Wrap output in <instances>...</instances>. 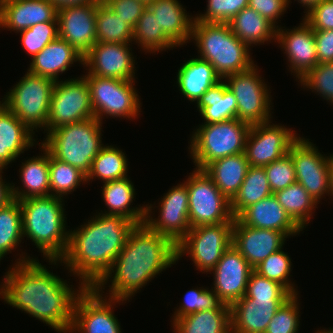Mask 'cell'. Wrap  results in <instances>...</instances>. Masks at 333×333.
I'll list each match as a JSON object with an SVG mask.
<instances>
[{
	"instance_id": "1",
	"label": "cell",
	"mask_w": 333,
	"mask_h": 333,
	"mask_svg": "<svg viewBox=\"0 0 333 333\" xmlns=\"http://www.w3.org/2000/svg\"><path fill=\"white\" fill-rule=\"evenodd\" d=\"M16 260L0 284V298L58 333L70 332L75 302L86 287L79 283L76 291L36 258L20 255Z\"/></svg>"
},
{
	"instance_id": "2",
	"label": "cell",
	"mask_w": 333,
	"mask_h": 333,
	"mask_svg": "<svg viewBox=\"0 0 333 333\" xmlns=\"http://www.w3.org/2000/svg\"><path fill=\"white\" fill-rule=\"evenodd\" d=\"M135 225L120 216L98 213L81 228L69 230L65 254L48 261L54 265L64 263L70 273L81 278L80 283L94 288L111 269Z\"/></svg>"
},
{
	"instance_id": "3",
	"label": "cell",
	"mask_w": 333,
	"mask_h": 333,
	"mask_svg": "<svg viewBox=\"0 0 333 333\" xmlns=\"http://www.w3.org/2000/svg\"><path fill=\"white\" fill-rule=\"evenodd\" d=\"M176 261V244L170 238L151 230L145 223L138 224L130 231L109 272L94 288L102 292L111 278L106 297L123 303Z\"/></svg>"
},
{
	"instance_id": "4",
	"label": "cell",
	"mask_w": 333,
	"mask_h": 333,
	"mask_svg": "<svg viewBox=\"0 0 333 333\" xmlns=\"http://www.w3.org/2000/svg\"><path fill=\"white\" fill-rule=\"evenodd\" d=\"M62 198L31 197L19 200L23 238L27 236L48 259H60L68 246L66 215Z\"/></svg>"
},
{
	"instance_id": "5",
	"label": "cell",
	"mask_w": 333,
	"mask_h": 333,
	"mask_svg": "<svg viewBox=\"0 0 333 333\" xmlns=\"http://www.w3.org/2000/svg\"><path fill=\"white\" fill-rule=\"evenodd\" d=\"M198 48V58L208 61L224 77L250 69L254 64L250 47L230 29L228 23L193 21L191 40Z\"/></svg>"
},
{
	"instance_id": "6",
	"label": "cell",
	"mask_w": 333,
	"mask_h": 333,
	"mask_svg": "<svg viewBox=\"0 0 333 333\" xmlns=\"http://www.w3.org/2000/svg\"><path fill=\"white\" fill-rule=\"evenodd\" d=\"M102 123L95 117L55 128L41 145L55 158L88 174L102 144Z\"/></svg>"
},
{
	"instance_id": "7",
	"label": "cell",
	"mask_w": 333,
	"mask_h": 333,
	"mask_svg": "<svg viewBox=\"0 0 333 333\" xmlns=\"http://www.w3.org/2000/svg\"><path fill=\"white\" fill-rule=\"evenodd\" d=\"M250 124L237 118L219 123L199 124L190 138V156L195 169L202 170L218 159L244 153Z\"/></svg>"
},
{
	"instance_id": "8",
	"label": "cell",
	"mask_w": 333,
	"mask_h": 333,
	"mask_svg": "<svg viewBox=\"0 0 333 333\" xmlns=\"http://www.w3.org/2000/svg\"><path fill=\"white\" fill-rule=\"evenodd\" d=\"M54 85V80L27 71L6 93L3 105L33 132L45 129Z\"/></svg>"
},
{
	"instance_id": "9",
	"label": "cell",
	"mask_w": 333,
	"mask_h": 333,
	"mask_svg": "<svg viewBox=\"0 0 333 333\" xmlns=\"http://www.w3.org/2000/svg\"><path fill=\"white\" fill-rule=\"evenodd\" d=\"M90 88L91 105L95 118L101 123L103 115L116 118H136L141 112L135 80L101 78L84 75Z\"/></svg>"
},
{
	"instance_id": "10",
	"label": "cell",
	"mask_w": 333,
	"mask_h": 333,
	"mask_svg": "<svg viewBox=\"0 0 333 333\" xmlns=\"http://www.w3.org/2000/svg\"><path fill=\"white\" fill-rule=\"evenodd\" d=\"M233 225L234 222H227L191 228L176 245L177 261L188 254L196 270L210 274L223 253L232 245Z\"/></svg>"
},
{
	"instance_id": "11",
	"label": "cell",
	"mask_w": 333,
	"mask_h": 333,
	"mask_svg": "<svg viewBox=\"0 0 333 333\" xmlns=\"http://www.w3.org/2000/svg\"><path fill=\"white\" fill-rule=\"evenodd\" d=\"M184 181L189 194L191 228L234 222L231 201L224 196L203 170L195 169Z\"/></svg>"
},
{
	"instance_id": "12",
	"label": "cell",
	"mask_w": 333,
	"mask_h": 333,
	"mask_svg": "<svg viewBox=\"0 0 333 333\" xmlns=\"http://www.w3.org/2000/svg\"><path fill=\"white\" fill-rule=\"evenodd\" d=\"M93 117L90 88L84 76L55 82L44 131L48 133L55 128Z\"/></svg>"
},
{
	"instance_id": "13",
	"label": "cell",
	"mask_w": 333,
	"mask_h": 333,
	"mask_svg": "<svg viewBox=\"0 0 333 333\" xmlns=\"http://www.w3.org/2000/svg\"><path fill=\"white\" fill-rule=\"evenodd\" d=\"M257 68V65H253L246 71L223 78L224 82H227V88L235 95L237 119L250 125L267 122L272 118L271 92Z\"/></svg>"
},
{
	"instance_id": "14",
	"label": "cell",
	"mask_w": 333,
	"mask_h": 333,
	"mask_svg": "<svg viewBox=\"0 0 333 333\" xmlns=\"http://www.w3.org/2000/svg\"><path fill=\"white\" fill-rule=\"evenodd\" d=\"M271 123L270 120L250 126L244 151L249 166L264 167L284 157L300 137L284 125Z\"/></svg>"
},
{
	"instance_id": "15",
	"label": "cell",
	"mask_w": 333,
	"mask_h": 333,
	"mask_svg": "<svg viewBox=\"0 0 333 333\" xmlns=\"http://www.w3.org/2000/svg\"><path fill=\"white\" fill-rule=\"evenodd\" d=\"M296 182L300 183L317 203L325 194H330L329 160L308 139L299 137L290 147Z\"/></svg>"
},
{
	"instance_id": "16",
	"label": "cell",
	"mask_w": 333,
	"mask_h": 333,
	"mask_svg": "<svg viewBox=\"0 0 333 333\" xmlns=\"http://www.w3.org/2000/svg\"><path fill=\"white\" fill-rule=\"evenodd\" d=\"M105 297V298H104ZM103 297L95 288H85L74 305L73 323L69 333H121L113 305L122 300Z\"/></svg>"
},
{
	"instance_id": "17",
	"label": "cell",
	"mask_w": 333,
	"mask_h": 333,
	"mask_svg": "<svg viewBox=\"0 0 333 333\" xmlns=\"http://www.w3.org/2000/svg\"><path fill=\"white\" fill-rule=\"evenodd\" d=\"M146 206L144 223L153 231L170 238L176 245L191 229L189 221V194L186 184H177L159 202L158 218H152V204Z\"/></svg>"
},
{
	"instance_id": "18",
	"label": "cell",
	"mask_w": 333,
	"mask_h": 333,
	"mask_svg": "<svg viewBox=\"0 0 333 333\" xmlns=\"http://www.w3.org/2000/svg\"><path fill=\"white\" fill-rule=\"evenodd\" d=\"M101 0L58 8V37L83 56L97 42L96 10Z\"/></svg>"
},
{
	"instance_id": "19",
	"label": "cell",
	"mask_w": 333,
	"mask_h": 333,
	"mask_svg": "<svg viewBox=\"0 0 333 333\" xmlns=\"http://www.w3.org/2000/svg\"><path fill=\"white\" fill-rule=\"evenodd\" d=\"M129 43L96 42L83 56L86 72L101 78L135 80V60Z\"/></svg>"
},
{
	"instance_id": "20",
	"label": "cell",
	"mask_w": 333,
	"mask_h": 333,
	"mask_svg": "<svg viewBox=\"0 0 333 333\" xmlns=\"http://www.w3.org/2000/svg\"><path fill=\"white\" fill-rule=\"evenodd\" d=\"M252 271L248 261L231 245L210 271L214 274L211 288L225 304L231 306L245 295Z\"/></svg>"
},
{
	"instance_id": "21",
	"label": "cell",
	"mask_w": 333,
	"mask_h": 333,
	"mask_svg": "<svg viewBox=\"0 0 333 333\" xmlns=\"http://www.w3.org/2000/svg\"><path fill=\"white\" fill-rule=\"evenodd\" d=\"M286 238L288 237L281 232L247 226L234 218L232 245L253 269L270 254L283 249Z\"/></svg>"
},
{
	"instance_id": "22",
	"label": "cell",
	"mask_w": 333,
	"mask_h": 333,
	"mask_svg": "<svg viewBox=\"0 0 333 333\" xmlns=\"http://www.w3.org/2000/svg\"><path fill=\"white\" fill-rule=\"evenodd\" d=\"M287 30L277 27L276 41L284 48L291 73L299 80L318 64L314 31L304 20Z\"/></svg>"
},
{
	"instance_id": "23",
	"label": "cell",
	"mask_w": 333,
	"mask_h": 333,
	"mask_svg": "<svg viewBox=\"0 0 333 333\" xmlns=\"http://www.w3.org/2000/svg\"><path fill=\"white\" fill-rule=\"evenodd\" d=\"M288 298H248L230 306L231 333H265L267 326Z\"/></svg>"
},
{
	"instance_id": "24",
	"label": "cell",
	"mask_w": 333,
	"mask_h": 333,
	"mask_svg": "<svg viewBox=\"0 0 333 333\" xmlns=\"http://www.w3.org/2000/svg\"><path fill=\"white\" fill-rule=\"evenodd\" d=\"M57 6L49 0H0V27L20 32L57 20Z\"/></svg>"
},
{
	"instance_id": "25",
	"label": "cell",
	"mask_w": 333,
	"mask_h": 333,
	"mask_svg": "<svg viewBox=\"0 0 333 333\" xmlns=\"http://www.w3.org/2000/svg\"><path fill=\"white\" fill-rule=\"evenodd\" d=\"M237 218L244 225L272 229L288 237L303 231L278 203L274 194L247 207Z\"/></svg>"
},
{
	"instance_id": "26",
	"label": "cell",
	"mask_w": 333,
	"mask_h": 333,
	"mask_svg": "<svg viewBox=\"0 0 333 333\" xmlns=\"http://www.w3.org/2000/svg\"><path fill=\"white\" fill-rule=\"evenodd\" d=\"M34 133L4 105L0 107V169L34 146Z\"/></svg>"
},
{
	"instance_id": "27",
	"label": "cell",
	"mask_w": 333,
	"mask_h": 333,
	"mask_svg": "<svg viewBox=\"0 0 333 333\" xmlns=\"http://www.w3.org/2000/svg\"><path fill=\"white\" fill-rule=\"evenodd\" d=\"M28 67V72L34 75L59 81L60 73H64L74 62L83 65V55L66 40L57 37L36 54Z\"/></svg>"
},
{
	"instance_id": "28",
	"label": "cell",
	"mask_w": 333,
	"mask_h": 333,
	"mask_svg": "<svg viewBox=\"0 0 333 333\" xmlns=\"http://www.w3.org/2000/svg\"><path fill=\"white\" fill-rule=\"evenodd\" d=\"M156 17L158 28L177 45H184L191 40L192 25L195 17L178 0H154L147 4Z\"/></svg>"
},
{
	"instance_id": "29",
	"label": "cell",
	"mask_w": 333,
	"mask_h": 333,
	"mask_svg": "<svg viewBox=\"0 0 333 333\" xmlns=\"http://www.w3.org/2000/svg\"><path fill=\"white\" fill-rule=\"evenodd\" d=\"M134 188L128 177L104 183L102 197L108 210L100 214L120 216L133 221L136 225L144 223L146 206L130 207L135 197Z\"/></svg>"
},
{
	"instance_id": "30",
	"label": "cell",
	"mask_w": 333,
	"mask_h": 333,
	"mask_svg": "<svg viewBox=\"0 0 333 333\" xmlns=\"http://www.w3.org/2000/svg\"><path fill=\"white\" fill-rule=\"evenodd\" d=\"M221 80L208 61L197 57L183 63L177 73L179 91L187 100L196 103L209 88Z\"/></svg>"
},
{
	"instance_id": "31",
	"label": "cell",
	"mask_w": 333,
	"mask_h": 333,
	"mask_svg": "<svg viewBox=\"0 0 333 333\" xmlns=\"http://www.w3.org/2000/svg\"><path fill=\"white\" fill-rule=\"evenodd\" d=\"M249 162L245 153L227 156L206 165L202 170L230 201L246 177Z\"/></svg>"
},
{
	"instance_id": "32",
	"label": "cell",
	"mask_w": 333,
	"mask_h": 333,
	"mask_svg": "<svg viewBox=\"0 0 333 333\" xmlns=\"http://www.w3.org/2000/svg\"><path fill=\"white\" fill-rule=\"evenodd\" d=\"M40 147L43 155L33 156L20 166V180L25 189L11 185L12 198L15 200L50 195L49 152L43 146Z\"/></svg>"
},
{
	"instance_id": "33",
	"label": "cell",
	"mask_w": 333,
	"mask_h": 333,
	"mask_svg": "<svg viewBox=\"0 0 333 333\" xmlns=\"http://www.w3.org/2000/svg\"><path fill=\"white\" fill-rule=\"evenodd\" d=\"M222 80L209 88L196 103L198 111L205 121L204 124L237 118L235 95L227 88L224 79Z\"/></svg>"
},
{
	"instance_id": "34",
	"label": "cell",
	"mask_w": 333,
	"mask_h": 333,
	"mask_svg": "<svg viewBox=\"0 0 333 333\" xmlns=\"http://www.w3.org/2000/svg\"><path fill=\"white\" fill-rule=\"evenodd\" d=\"M228 25L235 36L250 47L252 44L257 46L258 43L271 42L272 39L276 42L277 27L249 7L240 11Z\"/></svg>"
},
{
	"instance_id": "35",
	"label": "cell",
	"mask_w": 333,
	"mask_h": 333,
	"mask_svg": "<svg viewBox=\"0 0 333 333\" xmlns=\"http://www.w3.org/2000/svg\"><path fill=\"white\" fill-rule=\"evenodd\" d=\"M171 322L175 333H231L230 310H202Z\"/></svg>"
},
{
	"instance_id": "36",
	"label": "cell",
	"mask_w": 333,
	"mask_h": 333,
	"mask_svg": "<svg viewBox=\"0 0 333 333\" xmlns=\"http://www.w3.org/2000/svg\"><path fill=\"white\" fill-rule=\"evenodd\" d=\"M273 194L264 167L249 166L238 193L231 200V211L237 218L247 207Z\"/></svg>"
},
{
	"instance_id": "37",
	"label": "cell",
	"mask_w": 333,
	"mask_h": 333,
	"mask_svg": "<svg viewBox=\"0 0 333 333\" xmlns=\"http://www.w3.org/2000/svg\"><path fill=\"white\" fill-rule=\"evenodd\" d=\"M273 194L292 220L304 230L303 228L308 226L312 213L314 214L313 210L317 208L316 205L319 203L314 201L298 182Z\"/></svg>"
},
{
	"instance_id": "38",
	"label": "cell",
	"mask_w": 333,
	"mask_h": 333,
	"mask_svg": "<svg viewBox=\"0 0 333 333\" xmlns=\"http://www.w3.org/2000/svg\"><path fill=\"white\" fill-rule=\"evenodd\" d=\"M128 159L122 150L105 145L94 158L86 181L98 178L103 183L124 179L128 173Z\"/></svg>"
},
{
	"instance_id": "39",
	"label": "cell",
	"mask_w": 333,
	"mask_h": 333,
	"mask_svg": "<svg viewBox=\"0 0 333 333\" xmlns=\"http://www.w3.org/2000/svg\"><path fill=\"white\" fill-rule=\"evenodd\" d=\"M133 41L143 50L155 53L177 47V45L158 28L154 13L147 6L133 29Z\"/></svg>"
},
{
	"instance_id": "40",
	"label": "cell",
	"mask_w": 333,
	"mask_h": 333,
	"mask_svg": "<svg viewBox=\"0 0 333 333\" xmlns=\"http://www.w3.org/2000/svg\"><path fill=\"white\" fill-rule=\"evenodd\" d=\"M96 37L102 43L132 44L133 28L101 0L96 10Z\"/></svg>"
},
{
	"instance_id": "41",
	"label": "cell",
	"mask_w": 333,
	"mask_h": 333,
	"mask_svg": "<svg viewBox=\"0 0 333 333\" xmlns=\"http://www.w3.org/2000/svg\"><path fill=\"white\" fill-rule=\"evenodd\" d=\"M22 237L20 203L19 200L12 199L0 208V261L7 253H11V250L19 246L23 240Z\"/></svg>"
},
{
	"instance_id": "42",
	"label": "cell",
	"mask_w": 333,
	"mask_h": 333,
	"mask_svg": "<svg viewBox=\"0 0 333 333\" xmlns=\"http://www.w3.org/2000/svg\"><path fill=\"white\" fill-rule=\"evenodd\" d=\"M50 195L62 198L75 191L81 182L87 183L86 175L79 169L49 153Z\"/></svg>"
},
{
	"instance_id": "43",
	"label": "cell",
	"mask_w": 333,
	"mask_h": 333,
	"mask_svg": "<svg viewBox=\"0 0 333 333\" xmlns=\"http://www.w3.org/2000/svg\"><path fill=\"white\" fill-rule=\"evenodd\" d=\"M183 298V303L174 312L173 321L202 310H230V306L225 304L215 291L207 287L191 289Z\"/></svg>"
},
{
	"instance_id": "44",
	"label": "cell",
	"mask_w": 333,
	"mask_h": 333,
	"mask_svg": "<svg viewBox=\"0 0 333 333\" xmlns=\"http://www.w3.org/2000/svg\"><path fill=\"white\" fill-rule=\"evenodd\" d=\"M291 259L282 249L270 254L253 270L259 275L266 277L269 280L276 281L283 285L292 295H298L295 288V283L292 284L289 276L292 267Z\"/></svg>"
},
{
	"instance_id": "45",
	"label": "cell",
	"mask_w": 333,
	"mask_h": 333,
	"mask_svg": "<svg viewBox=\"0 0 333 333\" xmlns=\"http://www.w3.org/2000/svg\"><path fill=\"white\" fill-rule=\"evenodd\" d=\"M19 33L21 34V45L28 55L34 57L58 37V21L39 23Z\"/></svg>"
},
{
	"instance_id": "46",
	"label": "cell",
	"mask_w": 333,
	"mask_h": 333,
	"mask_svg": "<svg viewBox=\"0 0 333 333\" xmlns=\"http://www.w3.org/2000/svg\"><path fill=\"white\" fill-rule=\"evenodd\" d=\"M298 296L288 298L270 320L265 333H298L300 324Z\"/></svg>"
},
{
	"instance_id": "47",
	"label": "cell",
	"mask_w": 333,
	"mask_h": 333,
	"mask_svg": "<svg viewBox=\"0 0 333 333\" xmlns=\"http://www.w3.org/2000/svg\"><path fill=\"white\" fill-rule=\"evenodd\" d=\"M299 81L301 87L311 89L333 104V62L317 64Z\"/></svg>"
},
{
	"instance_id": "48",
	"label": "cell",
	"mask_w": 333,
	"mask_h": 333,
	"mask_svg": "<svg viewBox=\"0 0 333 333\" xmlns=\"http://www.w3.org/2000/svg\"><path fill=\"white\" fill-rule=\"evenodd\" d=\"M204 14L195 16V21L228 23L240 11L248 7L249 0H207Z\"/></svg>"
},
{
	"instance_id": "49",
	"label": "cell",
	"mask_w": 333,
	"mask_h": 333,
	"mask_svg": "<svg viewBox=\"0 0 333 333\" xmlns=\"http://www.w3.org/2000/svg\"><path fill=\"white\" fill-rule=\"evenodd\" d=\"M264 169L273 193L296 182L294 163L289 153L264 166Z\"/></svg>"
},
{
	"instance_id": "50",
	"label": "cell",
	"mask_w": 333,
	"mask_h": 333,
	"mask_svg": "<svg viewBox=\"0 0 333 333\" xmlns=\"http://www.w3.org/2000/svg\"><path fill=\"white\" fill-rule=\"evenodd\" d=\"M245 296L248 298H290L292 294L280 283L269 280L253 270L249 276Z\"/></svg>"
},
{
	"instance_id": "51",
	"label": "cell",
	"mask_w": 333,
	"mask_h": 333,
	"mask_svg": "<svg viewBox=\"0 0 333 333\" xmlns=\"http://www.w3.org/2000/svg\"><path fill=\"white\" fill-rule=\"evenodd\" d=\"M304 13L302 20L313 30H333V0H321Z\"/></svg>"
},
{
	"instance_id": "52",
	"label": "cell",
	"mask_w": 333,
	"mask_h": 333,
	"mask_svg": "<svg viewBox=\"0 0 333 333\" xmlns=\"http://www.w3.org/2000/svg\"><path fill=\"white\" fill-rule=\"evenodd\" d=\"M118 17L133 29L147 4L142 0H102Z\"/></svg>"
},
{
	"instance_id": "53",
	"label": "cell",
	"mask_w": 333,
	"mask_h": 333,
	"mask_svg": "<svg viewBox=\"0 0 333 333\" xmlns=\"http://www.w3.org/2000/svg\"><path fill=\"white\" fill-rule=\"evenodd\" d=\"M289 6V0H249L248 7L268 19L276 27V20L281 18ZM284 12V13H283Z\"/></svg>"
},
{
	"instance_id": "54",
	"label": "cell",
	"mask_w": 333,
	"mask_h": 333,
	"mask_svg": "<svg viewBox=\"0 0 333 333\" xmlns=\"http://www.w3.org/2000/svg\"><path fill=\"white\" fill-rule=\"evenodd\" d=\"M318 64L333 62V30H313Z\"/></svg>"
},
{
	"instance_id": "55",
	"label": "cell",
	"mask_w": 333,
	"mask_h": 333,
	"mask_svg": "<svg viewBox=\"0 0 333 333\" xmlns=\"http://www.w3.org/2000/svg\"><path fill=\"white\" fill-rule=\"evenodd\" d=\"M2 171L3 169H0V208L13 199L11 194L12 184L9 182L7 183L5 180H3Z\"/></svg>"
},
{
	"instance_id": "56",
	"label": "cell",
	"mask_w": 333,
	"mask_h": 333,
	"mask_svg": "<svg viewBox=\"0 0 333 333\" xmlns=\"http://www.w3.org/2000/svg\"><path fill=\"white\" fill-rule=\"evenodd\" d=\"M52 3H54L57 8H61L63 6H67V5H77V4H83V3H87V2H95V1H99V0H49Z\"/></svg>"
},
{
	"instance_id": "57",
	"label": "cell",
	"mask_w": 333,
	"mask_h": 333,
	"mask_svg": "<svg viewBox=\"0 0 333 333\" xmlns=\"http://www.w3.org/2000/svg\"><path fill=\"white\" fill-rule=\"evenodd\" d=\"M329 187H330V196H333V153L330 154L329 160Z\"/></svg>"
},
{
	"instance_id": "58",
	"label": "cell",
	"mask_w": 333,
	"mask_h": 333,
	"mask_svg": "<svg viewBox=\"0 0 333 333\" xmlns=\"http://www.w3.org/2000/svg\"><path fill=\"white\" fill-rule=\"evenodd\" d=\"M291 0H289L290 3ZM308 11L312 6L318 4L321 0H297Z\"/></svg>"
},
{
	"instance_id": "59",
	"label": "cell",
	"mask_w": 333,
	"mask_h": 333,
	"mask_svg": "<svg viewBox=\"0 0 333 333\" xmlns=\"http://www.w3.org/2000/svg\"><path fill=\"white\" fill-rule=\"evenodd\" d=\"M324 333H333V328H330L329 330L323 329L322 330Z\"/></svg>"
},
{
	"instance_id": "60",
	"label": "cell",
	"mask_w": 333,
	"mask_h": 333,
	"mask_svg": "<svg viewBox=\"0 0 333 333\" xmlns=\"http://www.w3.org/2000/svg\"><path fill=\"white\" fill-rule=\"evenodd\" d=\"M144 1L146 4L150 3L151 1H154V0H142Z\"/></svg>"
},
{
	"instance_id": "61",
	"label": "cell",
	"mask_w": 333,
	"mask_h": 333,
	"mask_svg": "<svg viewBox=\"0 0 333 333\" xmlns=\"http://www.w3.org/2000/svg\"><path fill=\"white\" fill-rule=\"evenodd\" d=\"M316 333H324V332H323L322 329H321L320 331H317Z\"/></svg>"
}]
</instances>
